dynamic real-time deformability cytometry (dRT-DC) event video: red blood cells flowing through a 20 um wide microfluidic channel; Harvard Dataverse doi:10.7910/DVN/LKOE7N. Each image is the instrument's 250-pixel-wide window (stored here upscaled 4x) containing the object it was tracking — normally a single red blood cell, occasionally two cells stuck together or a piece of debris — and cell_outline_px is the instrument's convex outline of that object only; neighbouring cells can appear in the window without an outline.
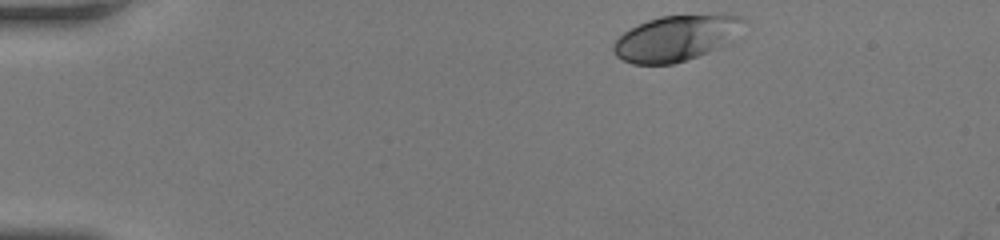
{"species": "human", "species_latin": "Homo sapiens", "temperature_condition": "room temperature", "stored_images_in_passage": 43, "camera_frame_rate_fps": 3000, "um_per_image_px": 0.085, "donor": {"sex": "female"}, "frame": {"image": 1, "passage_image": 1, "time_ms": 0.0, "image_size_px": [1000, 240], "cell_outline_px": [[744, 20], [728, 44], [708, 52], [672, 64], [632, 64], [616, 56], [612, 52], [612, 44], [624, 32], [648, 20], [660, 16], [716, 12], [728, 12], [744, 16]], "centroid_in_image_um": [57.5, 3.19], "position_along_channel_um": 27.5, "area_um2": 35.03}}
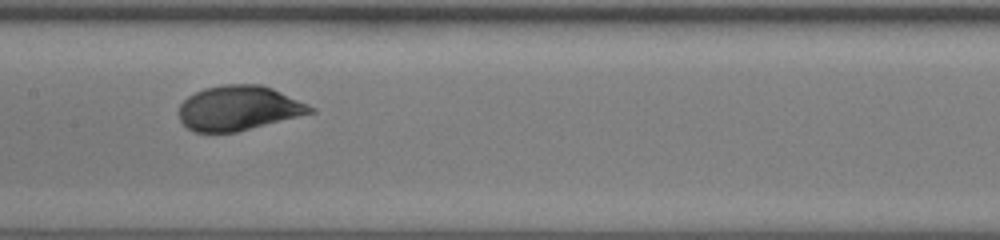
{"frame": {"image": 2, "passage_image": 19, "time_ms": 6.0, "image_size_px": [1000, 240], "cell_outline_px": [[316, 112], [236, 132], [192, 132], [180, 120], [176, 112], [180, 104], [188, 96], [204, 88], [224, 84], [260, 84], [272, 88], [308, 104], [316, 108]], "centroid_in_image_um": [20.26, 9.19], "position_along_channel_um": 187.1, "area_um2": 34.39}}
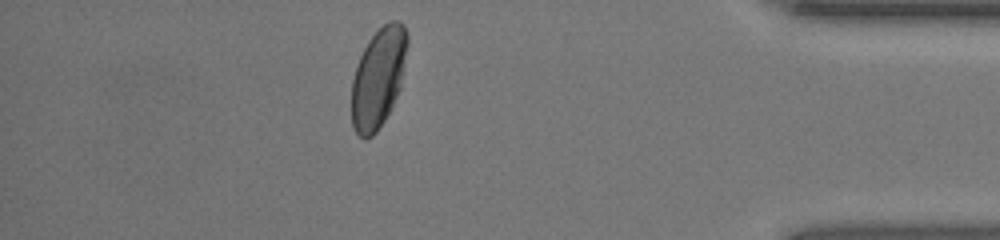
{"frame": {"image": 3, "passage_image": 37, "time_ms": 12.0, "image_size_px": [1000, 240], "cell_outline_px": [[408, 44], [400, 88], [392, 108], [376, 132], [372, 136], [364, 140], [352, 128], [352, 80], [360, 56], [368, 40], [384, 24], [392, 20], [400, 20], [404, 24], [408, 36]], "centroid_in_image_um": [32.17, 6.61], "position_along_channel_um": 403.0, "area_um2": 32.48}, "authors_computed_cell_mechanics": {"area_um2": 33.813, "velocity_mm_per_s": 4.1809, "shape_relaxation_time_tau1_ms": 2.9621, "shape_relaxation_time_tau2_ms": null, "deformation_change_tau1": 0.131, "deformation_change_tau2": null}}